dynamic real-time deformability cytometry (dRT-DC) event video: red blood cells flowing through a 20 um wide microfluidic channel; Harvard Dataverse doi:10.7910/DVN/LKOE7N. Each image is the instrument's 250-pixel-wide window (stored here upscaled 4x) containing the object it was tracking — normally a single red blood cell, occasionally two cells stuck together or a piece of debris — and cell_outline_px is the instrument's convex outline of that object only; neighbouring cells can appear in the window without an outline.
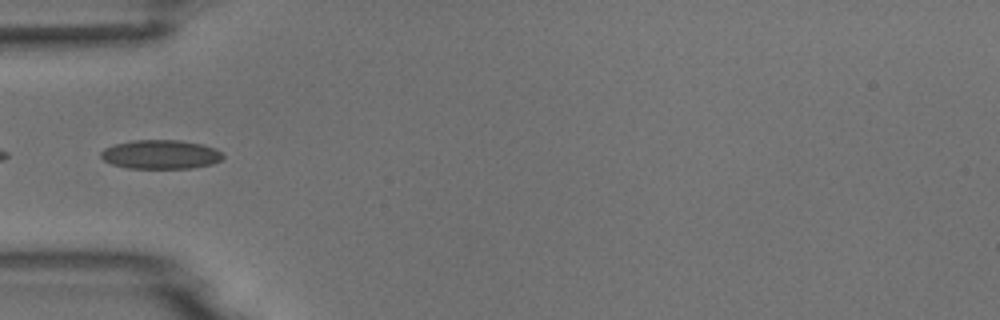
{"species": "common noctule bat (a hibernating species)", "species_latin": "Nyctalus noctula", "temperature_condition": "room temperature", "stored_images_in_passage": 5, "camera_frame_rate_fps": 3000, "um_per_image_px": 0.085, "animal": {"sex": "male", "body_mass_g": 18.8}, "frame": {"image": 1, "passage_image": 5, "time_ms": 4.667, "image_size_px": [1000, 320], "cell_outline_px": [[224, 156], [220, 160], [212, 164], [192, 168], [128, 168], [112, 164], [104, 160], [100, 156], [100, 152], [104, 148], [116, 144], [132, 140], [180, 140], [204, 144], [220, 152]], "centroid_in_image_um": [13.64, 13.12], "position_along_channel_um": 71.4, "area_um2": 20.58}}